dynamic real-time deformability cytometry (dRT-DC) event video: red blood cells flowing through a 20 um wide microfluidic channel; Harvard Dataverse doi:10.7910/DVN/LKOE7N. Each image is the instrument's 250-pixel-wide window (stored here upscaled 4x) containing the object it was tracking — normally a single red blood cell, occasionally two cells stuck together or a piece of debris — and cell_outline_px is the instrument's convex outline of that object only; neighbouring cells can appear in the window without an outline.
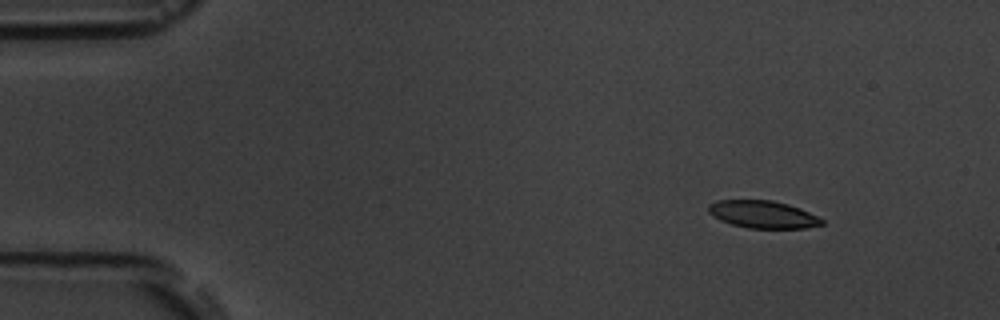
{"species": "common noctule bat (a hibernating species)", "species_latin": "Nyctalus noctula", "temperature_condition": "room temperature", "stored_images_in_passage": 5, "segment_of_instrument_passage": [1, 2], "camera_frame_rate_fps": 3000, "um_per_image_px": 0.085, "animal": {"sex": "male", "body_mass_g": 19.5, "forearm_length_mm": 54.6}, "frame": {"image": 1, "passage_image": 1, "time_ms": 0.0, "image_size_px": [1000, 320], "cell_outline_px": [[824, 224], [804, 228], [748, 228], [732, 224], [720, 220], [712, 216], [708, 212], [708, 204], [716, 200], [772, 200], [788, 204], [800, 208], [824, 220]], "centroid_in_image_um": [64.81, 18.22], "position_along_channel_um": 20.2, "area_um2": 18.15}}
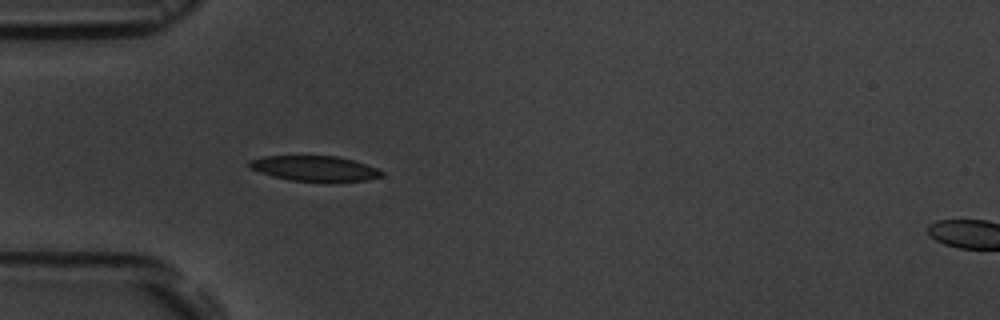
{"frame": {"image": 2, "passage_image": 4, "time_ms": 3.333, "image_size_px": [1000, 320], "cell_outline_px": [[384, 176], [364, 180], [292, 180], [272, 176], [248, 168], [248, 160], [264, 156], [336, 156], [352, 160], [376, 168], [384, 172]], "centroid_in_image_um": [26.68, 14.29], "position_along_channel_um": 58.3, "area_um2": 18.96}}